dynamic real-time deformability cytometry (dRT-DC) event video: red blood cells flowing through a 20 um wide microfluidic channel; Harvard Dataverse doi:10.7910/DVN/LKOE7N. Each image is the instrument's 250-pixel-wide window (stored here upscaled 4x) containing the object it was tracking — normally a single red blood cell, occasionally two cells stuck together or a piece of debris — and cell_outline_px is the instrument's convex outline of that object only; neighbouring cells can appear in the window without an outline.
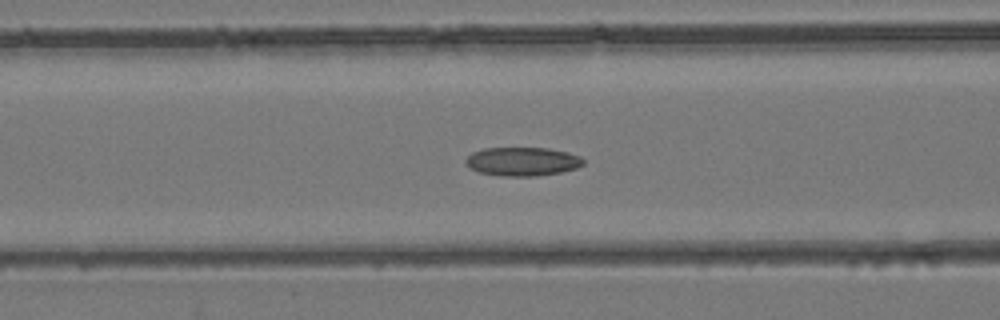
{"species": "common noctule bat (a hibernating species)", "species_latin": "Nyctalus noctula", "temperature_condition": "room temperature", "stored_images_in_passage": 27, "camera_frame_rate_fps": 3000, "um_per_image_px": 0.085, "animal": {"sex": "female", "body_mass_g": 24.6, "forearm_length_mm": 56.2}, "frame": {"image": 1, "passage_image": 5, "time_ms": 1.333, "image_size_px": [1000, 320], "cell_outline_px": [[584, 164], [576, 168], [560, 172], [536, 176], [504, 176], [480, 172], [472, 168], [464, 160], [472, 152], [484, 148], [548, 148], [568, 152], [580, 156], [584, 160]], "centroid_in_image_um": [44.43, 13.72], "position_along_channel_um": 122.2, "area_um2": 19.54}}
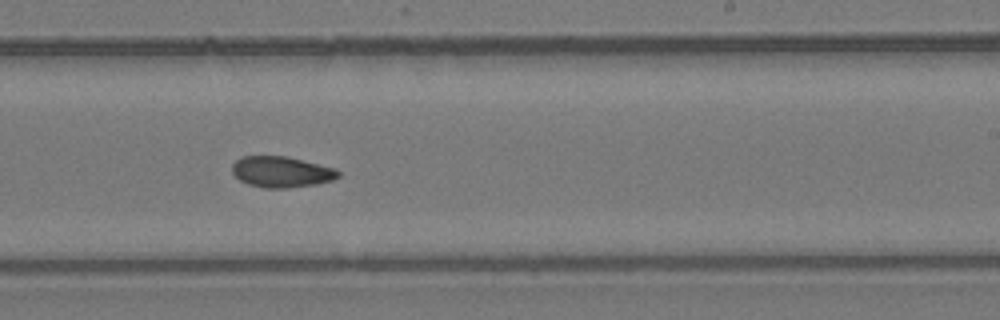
{"frame": {"image": 2, "passage_image": 14, "time_ms": 4.333, "image_size_px": [1000, 320], "cell_outline_px": [[340, 176], [332, 180], [316, 184], [288, 188], [264, 188], [248, 184], [240, 180], [232, 172], [232, 164], [240, 156], [288, 156], [336, 168], [340, 172]], "centroid_in_image_um": [23.93, 14.6], "position_along_channel_um": 265.1, "area_um2": 19.31}}
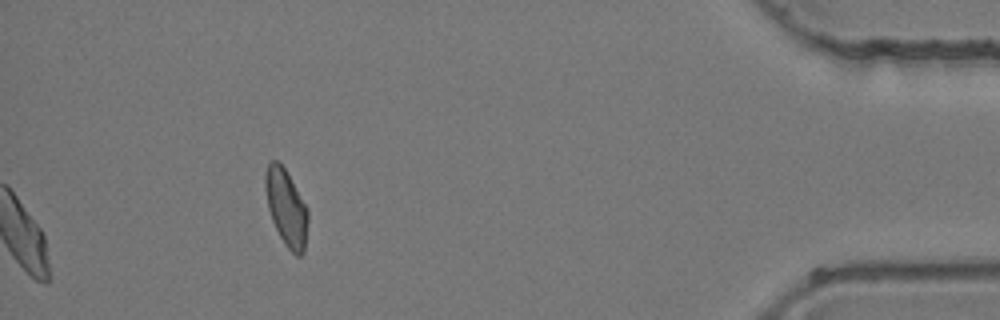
{"frame": {"image": 3, "passage_image": 27, "time_ms": 8.667, "image_size_px": [1000, 320], "cell_outline_px": [[308, 220], [304, 252], [300, 256], [296, 256], [284, 244], [272, 220], [268, 208], [264, 188], [264, 176], [268, 164], [272, 160], [276, 160], [284, 168], [308, 208]], "centroid_in_image_um": [24.33, 17.66], "position_along_channel_um": 410.9, "area_um2": 18.96}}